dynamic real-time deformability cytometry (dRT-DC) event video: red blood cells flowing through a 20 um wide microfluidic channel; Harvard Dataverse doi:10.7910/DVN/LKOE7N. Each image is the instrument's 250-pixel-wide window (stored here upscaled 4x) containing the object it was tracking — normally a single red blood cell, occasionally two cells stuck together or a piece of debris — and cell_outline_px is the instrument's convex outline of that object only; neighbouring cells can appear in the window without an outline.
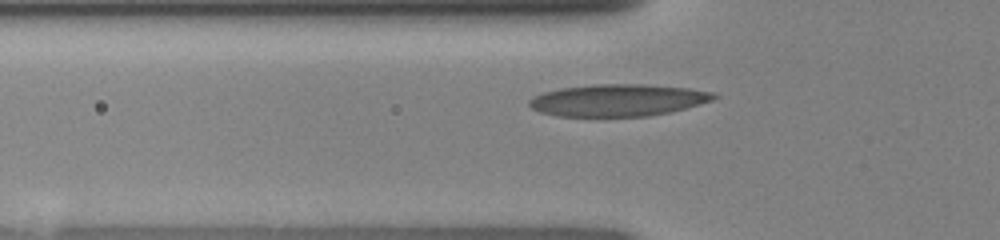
{"species": "human", "species_latin": "Homo sapiens", "temperature_condition": "room temperature", "stored_images_in_passage": 36, "camera_frame_rate_fps": 3000, "um_per_image_px": 0.085, "donor": {"sex": "female"}, "frame": {"image": 1, "passage_image": 4, "time_ms": 1.0, "image_size_px": [1000, 240], "cell_outline_px": [[720, 96], [712, 100], [684, 108], [668, 112], [648, 116], [556, 116], [540, 112], [532, 108], [528, 104], [528, 100], [544, 92], [560, 88], [596, 84], [644, 84], [688, 88], [716, 92]], "centroid_in_image_um": [52.53, 8.51], "position_along_channel_um": 73.3, "area_um2": 34.33}}
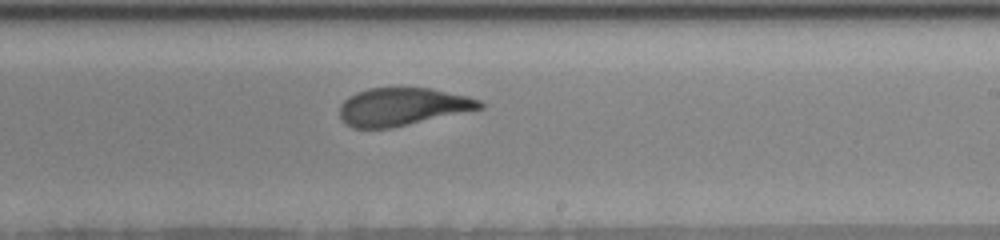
{"frame": {"image": 2, "passage_image": 17, "time_ms": 5.333, "image_size_px": [1000, 240], "cell_outline_px": [[484, 108], [392, 128], [352, 128], [340, 116], [340, 104], [348, 96], [356, 92], [368, 88], [428, 88], [468, 96], [480, 100], [484, 104]], "centroid_in_image_um": [34.21, 9.07], "position_along_channel_um": 254.8, "area_um2": 30.81}}
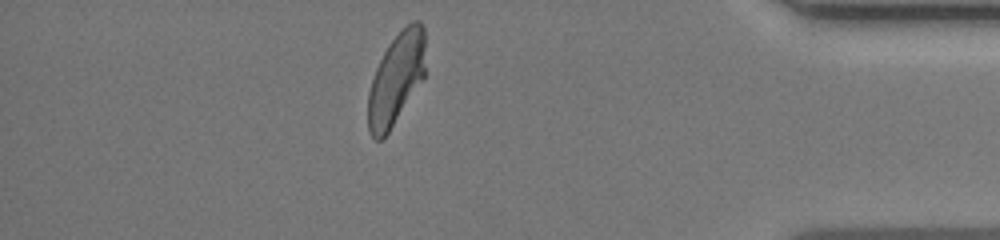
{"frame": {"image": 3, "passage_image": 30, "time_ms": 9.667, "image_size_px": [1000, 240], "cell_outline_px": [[424, 76], [388, 132], [380, 140], [376, 140], [368, 132], [368, 92], [376, 68], [388, 44], [412, 20], [420, 20], [424, 24]], "centroid_in_image_um": [33.66, 6.68], "position_along_channel_um": 401.5, "area_um2": 30.0}}